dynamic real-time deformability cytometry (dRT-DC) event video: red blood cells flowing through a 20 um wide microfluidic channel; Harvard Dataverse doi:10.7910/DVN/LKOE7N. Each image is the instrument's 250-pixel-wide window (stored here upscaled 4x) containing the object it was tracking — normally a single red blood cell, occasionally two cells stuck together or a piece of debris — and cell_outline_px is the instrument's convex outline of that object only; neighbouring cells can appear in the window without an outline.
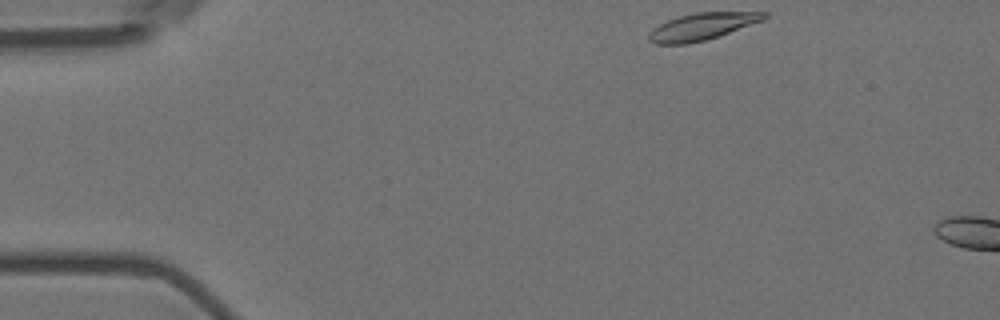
{"species": "Egyptian fruit bat (a non-hibernating species)", "species_latin": "Rousettus aegyptiacus", "temperature_condition": "room temperature", "stored_images_in_passage": 3, "camera_frame_rate_fps": 3000, "um_per_image_px": 0.085, "animal": {"sex": "female"}, "frame": {"image": 1, "passage_image": 1, "time_ms": 0.0, "image_size_px": [1000, 320], "cell_outline_px": [[768, 16], [764, 20], [704, 40], [684, 44], [656, 44], [648, 40], [648, 32], [652, 28], [668, 20], [680, 16], [696, 12], [768, 12]], "centroid_in_image_um": [59.64, 2.25], "position_along_channel_um": 25.4, "area_um2": 17.86}}